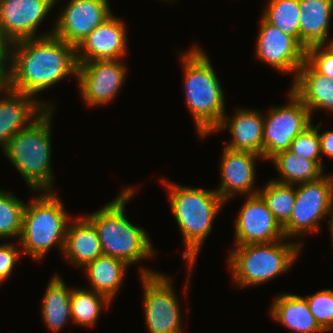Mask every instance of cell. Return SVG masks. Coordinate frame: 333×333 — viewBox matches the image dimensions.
Masks as SVG:
<instances>
[{"label":"cell","mask_w":333,"mask_h":333,"mask_svg":"<svg viewBox=\"0 0 333 333\" xmlns=\"http://www.w3.org/2000/svg\"><path fill=\"white\" fill-rule=\"evenodd\" d=\"M53 31L52 28L50 32L38 35V38L10 44L8 89L36 98L37 93L59 83L66 76L77 75L76 48L55 37Z\"/></svg>","instance_id":"obj_1"},{"label":"cell","mask_w":333,"mask_h":333,"mask_svg":"<svg viewBox=\"0 0 333 333\" xmlns=\"http://www.w3.org/2000/svg\"><path fill=\"white\" fill-rule=\"evenodd\" d=\"M169 193L170 208L182 232L185 252L183 259L189 265V276L185 284V296L194 262H197L199 250L206 237L212 231V225L225 201L214 190L192 188L181 184H172L167 179H161Z\"/></svg>","instance_id":"obj_2"},{"label":"cell","mask_w":333,"mask_h":333,"mask_svg":"<svg viewBox=\"0 0 333 333\" xmlns=\"http://www.w3.org/2000/svg\"><path fill=\"white\" fill-rule=\"evenodd\" d=\"M185 103L202 139L213 133L225 115L224 92L208 56L198 46L181 53Z\"/></svg>","instance_id":"obj_3"},{"label":"cell","mask_w":333,"mask_h":333,"mask_svg":"<svg viewBox=\"0 0 333 333\" xmlns=\"http://www.w3.org/2000/svg\"><path fill=\"white\" fill-rule=\"evenodd\" d=\"M136 191L131 187L124 188L121 195L86 215L97 230L103 254L118 258L129 266L156 255L146 231L128 221L124 213L126 203Z\"/></svg>","instance_id":"obj_4"},{"label":"cell","mask_w":333,"mask_h":333,"mask_svg":"<svg viewBox=\"0 0 333 333\" xmlns=\"http://www.w3.org/2000/svg\"><path fill=\"white\" fill-rule=\"evenodd\" d=\"M54 108H47L28 127L18 131L3 154L34 191H54L51 168V122Z\"/></svg>","instance_id":"obj_5"},{"label":"cell","mask_w":333,"mask_h":333,"mask_svg":"<svg viewBox=\"0 0 333 333\" xmlns=\"http://www.w3.org/2000/svg\"><path fill=\"white\" fill-rule=\"evenodd\" d=\"M238 245L230 250L228 265L232 281L240 287L262 285L285 273L298 258L303 243L283 242Z\"/></svg>","instance_id":"obj_6"},{"label":"cell","mask_w":333,"mask_h":333,"mask_svg":"<svg viewBox=\"0 0 333 333\" xmlns=\"http://www.w3.org/2000/svg\"><path fill=\"white\" fill-rule=\"evenodd\" d=\"M44 192L25 205L18 240L22 254L26 253L38 261L45 258L52 246L59 245L63 252L67 226L72 220L61 199L55 194L56 191Z\"/></svg>","instance_id":"obj_7"},{"label":"cell","mask_w":333,"mask_h":333,"mask_svg":"<svg viewBox=\"0 0 333 333\" xmlns=\"http://www.w3.org/2000/svg\"><path fill=\"white\" fill-rule=\"evenodd\" d=\"M144 314L149 333H183L182 317L172 280L167 275L141 267Z\"/></svg>","instance_id":"obj_8"},{"label":"cell","mask_w":333,"mask_h":333,"mask_svg":"<svg viewBox=\"0 0 333 333\" xmlns=\"http://www.w3.org/2000/svg\"><path fill=\"white\" fill-rule=\"evenodd\" d=\"M296 201L289 221L283 226L285 238L298 237L320 230V220L331 215L333 174L296 186Z\"/></svg>","instance_id":"obj_9"},{"label":"cell","mask_w":333,"mask_h":333,"mask_svg":"<svg viewBox=\"0 0 333 333\" xmlns=\"http://www.w3.org/2000/svg\"><path fill=\"white\" fill-rule=\"evenodd\" d=\"M289 103L269 109L264 115L263 159L290 148L292 141L312 125V115L303 102L289 89Z\"/></svg>","instance_id":"obj_10"},{"label":"cell","mask_w":333,"mask_h":333,"mask_svg":"<svg viewBox=\"0 0 333 333\" xmlns=\"http://www.w3.org/2000/svg\"><path fill=\"white\" fill-rule=\"evenodd\" d=\"M117 60L77 62L76 80L89 106L108 105L118 95L127 78L126 66Z\"/></svg>","instance_id":"obj_11"},{"label":"cell","mask_w":333,"mask_h":333,"mask_svg":"<svg viewBox=\"0 0 333 333\" xmlns=\"http://www.w3.org/2000/svg\"><path fill=\"white\" fill-rule=\"evenodd\" d=\"M255 57L282 73H294L305 61L306 49L291 35L267 23L263 18L259 27Z\"/></svg>","instance_id":"obj_12"},{"label":"cell","mask_w":333,"mask_h":333,"mask_svg":"<svg viewBox=\"0 0 333 333\" xmlns=\"http://www.w3.org/2000/svg\"><path fill=\"white\" fill-rule=\"evenodd\" d=\"M60 12L53 35L75 48L112 15L109 0H69Z\"/></svg>","instance_id":"obj_13"},{"label":"cell","mask_w":333,"mask_h":333,"mask_svg":"<svg viewBox=\"0 0 333 333\" xmlns=\"http://www.w3.org/2000/svg\"><path fill=\"white\" fill-rule=\"evenodd\" d=\"M235 246L284 239L283 227L259 194L248 195L235 221Z\"/></svg>","instance_id":"obj_14"},{"label":"cell","mask_w":333,"mask_h":333,"mask_svg":"<svg viewBox=\"0 0 333 333\" xmlns=\"http://www.w3.org/2000/svg\"><path fill=\"white\" fill-rule=\"evenodd\" d=\"M58 0H0V28L14 43L38 38L36 30Z\"/></svg>","instance_id":"obj_15"},{"label":"cell","mask_w":333,"mask_h":333,"mask_svg":"<svg viewBox=\"0 0 333 333\" xmlns=\"http://www.w3.org/2000/svg\"><path fill=\"white\" fill-rule=\"evenodd\" d=\"M115 17L114 15L108 17L76 47L77 62L117 60L126 55V25Z\"/></svg>","instance_id":"obj_16"},{"label":"cell","mask_w":333,"mask_h":333,"mask_svg":"<svg viewBox=\"0 0 333 333\" xmlns=\"http://www.w3.org/2000/svg\"><path fill=\"white\" fill-rule=\"evenodd\" d=\"M223 148V155L220 158L221 183L215 191L225 202L237 194H258L259 189L255 190L254 187L255 164L256 160L263 157L252 152Z\"/></svg>","instance_id":"obj_17"},{"label":"cell","mask_w":333,"mask_h":333,"mask_svg":"<svg viewBox=\"0 0 333 333\" xmlns=\"http://www.w3.org/2000/svg\"><path fill=\"white\" fill-rule=\"evenodd\" d=\"M0 98V149L7 147L9 140L21 129L28 127L47 108L54 105L39 101L33 96L8 88ZM36 99V100H35Z\"/></svg>","instance_id":"obj_18"},{"label":"cell","mask_w":333,"mask_h":333,"mask_svg":"<svg viewBox=\"0 0 333 333\" xmlns=\"http://www.w3.org/2000/svg\"><path fill=\"white\" fill-rule=\"evenodd\" d=\"M234 114L230 120L225 114L215 130V132H221L229 129L232 140L225 147L231 150L252 152L263 157L264 114H261V111L244 108H238Z\"/></svg>","instance_id":"obj_19"},{"label":"cell","mask_w":333,"mask_h":333,"mask_svg":"<svg viewBox=\"0 0 333 333\" xmlns=\"http://www.w3.org/2000/svg\"><path fill=\"white\" fill-rule=\"evenodd\" d=\"M292 81L290 90L303 102L311 115L316 109L333 113V79L317 72L305 60Z\"/></svg>","instance_id":"obj_20"},{"label":"cell","mask_w":333,"mask_h":333,"mask_svg":"<svg viewBox=\"0 0 333 333\" xmlns=\"http://www.w3.org/2000/svg\"><path fill=\"white\" fill-rule=\"evenodd\" d=\"M62 253L66 261L83 268L98 256L103 255L97 230L85 216L70 220Z\"/></svg>","instance_id":"obj_21"},{"label":"cell","mask_w":333,"mask_h":333,"mask_svg":"<svg viewBox=\"0 0 333 333\" xmlns=\"http://www.w3.org/2000/svg\"><path fill=\"white\" fill-rule=\"evenodd\" d=\"M269 315L293 333L325 332L310 311L304 297L286 293L275 297Z\"/></svg>","instance_id":"obj_22"},{"label":"cell","mask_w":333,"mask_h":333,"mask_svg":"<svg viewBox=\"0 0 333 333\" xmlns=\"http://www.w3.org/2000/svg\"><path fill=\"white\" fill-rule=\"evenodd\" d=\"M300 44L307 49L328 39L333 0H299Z\"/></svg>","instance_id":"obj_23"},{"label":"cell","mask_w":333,"mask_h":333,"mask_svg":"<svg viewBox=\"0 0 333 333\" xmlns=\"http://www.w3.org/2000/svg\"><path fill=\"white\" fill-rule=\"evenodd\" d=\"M127 265L124 261L108 255L98 256L84 267L90 290L107 297L111 302L125 278Z\"/></svg>","instance_id":"obj_24"},{"label":"cell","mask_w":333,"mask_h":333,"mask_svg":"<svg viewBox=\"0 0 333 333\" xmlns=\"http://www.w3.org/2000/svg\"><path fill=\"white\" fill-rule=\"evenodd\" d=\"M72 288H68L60 275L55 274L47 286L42 302V318L45 325L58 333L71 318Z\"/></svg>","instance_id":"obj_25"},{"label":"cell","mask_w":333,"mask_h":333,"mask_svg":"<svg viewBox=\"0 0 333 333\" xmlns=\"http://www.w3.org/2000/svg\"><path fill=\"white\" fill-rule=\"evenodd\" d=\"M270 160L280 174L275 181L280 183L298 185L318 180L324 175V169L316 161L301 157L289 149Z\"/></svg>","instance_id":"obj_26"},{"label":"cell","mask_w":333,"mask_h":333,"mask_svg":"<svg viewBox=\"0 0 333 333\" xmlns=\"http://www.w3.org/2000/svg\"><path fill=\"white\" fill-rule=\"evenodd\" d=\"M111 301L102 294L85 288H72L70 310L74 324L93 327L102 308L110 307Z\"/></svg>","instance_id":"obj_27"},{"label":"cell","mask_w":333,"mask_h":333,"mask_svg":"<svg viewBox=\"0 0 333 333\" xmlns=\"http://www.w3.org/2000/svg\"><path fill=\"white\" fill-rule=\"evenodd\" d=\"M293 186L295 185L280 183L272 179L258 191L282 227L289 221L293 213L296 201V189Z\"/></svg>","instance_id":"obj_28"},{"label":"cell","mask_w":333,"mask_h":333,"mask_svg":"<svg viewBox=\"0 0 333 333\" xmlns=\"http://www.w3.org/2000/svg\"><path fill=\"white\" fill-rule=\"evenodd\" d=\"M262 18L300 43L299 0H268Z\"/></svg>","instance_id":"obj_29"},{"label":"cell","mask_w":333,"mask_h":333,"mask_svg":"<svg viewBox=\"0 0 333 333\" xmlns=\"http://www.w3.org/2000/svg\"><path fill=\"white\" fill-rule=\"evenodd\" d=\"M25 205L13 194L0 190V239L17 238L19 240Z\"/></svg>","instance_id":"obj_30"},{"label":"cell","mask_w":333,"mask_h":333,"mask_svg":"<svg viewBox=\"0 0 333 333\" xmlns=\"http://www.w3.org/2000/svg\"><path fill=\"white\" fill-rule=\"evenodd\" d=\"M304 298L319 326L325 332L333 330V290H319L317 293L306 295Z\"/></svg>","instance_id":"obj_31"},{"label":"cell","mask_w":333,"mask_h":333,"mask_svg":"<svg viewBox=\"0 0 333 333\" xmlns=\"http://www.w3.org/2000/svg\"><path fill=\"white\" fill-rule=\"evenodd\" d=\"M290 151L300 155L301 157L316 161L323 169L324 164L320 157V139L318 129L314 124L310 125L304 132L296 136L292 141Z\"/></svg>","instance_id":"obj_32"},{"label":"cell","mask_w":333,"mask_h":333,"mask_svg":"<svg viewBox=\"0 0 333 333\" xmlns=\"http://www.w3.org/2000/svg\"><path fill=\"white\" fill-rule=\"evenodd\" d=\"M305 60L319 73L333 79V53L323 44L310 46L306 49Z\"/></svg>","instance_id":"obj_33"},{"label":"cell","mask_w":333,"mask_h":333,"mask_svg":"<svg viewBox=\"0 0 333 333\" xmlns=\"http://www.w3.org/2000/svg\"><path fill=\"white\" fill-rule=\"evenodd\" d=\"M21 254L22 251L17 250L14 243L0 245V284L12 275L11 273Z\"/></svg>","instance_id":"obj_34"},{"label":"cell","mask_w":333,"mask_h":333,"mask_svg":"<svg viewBox=\"0 0 333 333\" xmlns=\"http://www.w3.org/2000/svg\"><path fill=\"white\" fill-rule=\"evenodd\" d=\"M321 124L322 123L320 122L318 125L315 126L318 129L321 156L326 155L327 157L333 159V131L327 130L323 133H319Z\"/></svg>","instance_id":"obj_35"},{"label":"cell","mask_w":333,"mask_h":333,"mask_svg":"<svg viewBox=\"0 0 333 333\" xmlns=\"http://www.w3.org/2000/svg\"><path fill=\"white\" fill-rule=\"evenodd\" d=\"M10 42L5 38L0 28V60L8 66L9 53H10Z\"/></svg>","instance_id":"obj_36"},{"label":"cell","mask_w":333,"mask_h":333,"mask_svg":"<svg viewBox=\"0 0 333 333\" xmlns=\"http://www.w3.org/2000/svg\"><path fill=\"white\" fill-rule=\"evenodd\" d=\"M7 88V66L0 60V93L2 96L3 92Z\"/></svg>","instance_id":"obj_37"},{"label":"cell","mask_w":333,"mask_h":333,"mask_svg":"<svg viewBox=\"0 0 333 333\" xmlns=\"http://www.w3.org/2000/svg\"><path fill=\"white\" fill-rule=\"evenodd\" d=\"M330 40V41H329ZM327 39V41H325L324 43H323V45L329 50V51H331L332 53H333V38L332 39Z\"/></svg>","instance_id":"obj_38"},{"label":"cell","mask_w":333,"mask_h":333,"mask_svg":"<svg viewBox=\"0 0 333 333\" xmlns=\"http://www.w3.org/2000/svg\"><path fill=\"white\" fill-rule=\"evenodd\" d=\"M330 220H328L329 223V230H333V207H332V211H331V215H330Z\"/></svg>","instance_id":"obj_39"},{"label":"cell","mask_w":333,"mask_h":333,"mask_svg":"<svg viewBox=\"0 0 333 333\" xmlns=\"http://www.w3.org/2000/svg\"><path fill=\"white\" fill-rule=\"evenodd\" d=\"M330 232H331L332 246H333V230H330Z\"/></svg>","instance_id":"obj_40"}]
</instances>
